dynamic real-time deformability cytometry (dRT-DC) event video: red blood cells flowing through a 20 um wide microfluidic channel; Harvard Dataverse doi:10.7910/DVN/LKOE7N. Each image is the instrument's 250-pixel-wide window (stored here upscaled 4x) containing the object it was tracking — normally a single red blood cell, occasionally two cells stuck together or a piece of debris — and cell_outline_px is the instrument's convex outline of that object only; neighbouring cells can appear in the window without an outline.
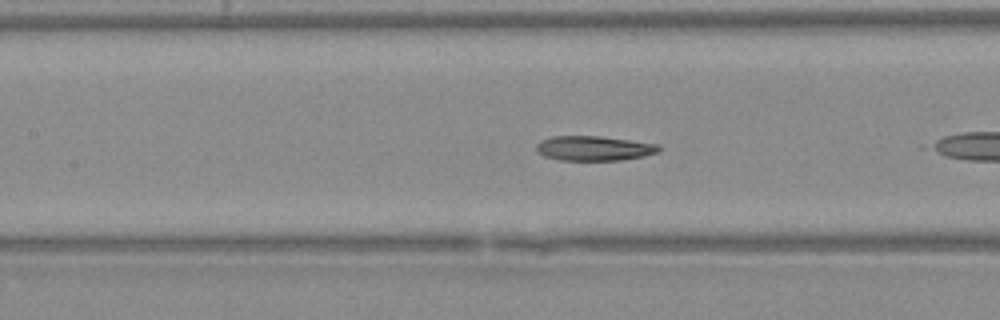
{"species": "Egyptian fruit bat (a non-hibernating species)", "species_latin": "Rousettus aegyptiacus", "temperature_condition": "warm", "stored_images_in_passage": 14, "camera_frame_rate_fps": 3000, "um_per_image_px": 0.085, "animal": {"sex": "female"}, "frame": {"image": 1, "passage_image": 7, "time_ms": 2.0, "image_size_px": [1000, 320], "cell_outline_px": [[660, 152], [644, 156], [620, 160], [560, 160], [544, 156], [536, 152], [536, 144], [540, 140], [552, 136], [600, 136], [660, 144]], "centroid_in_image_um": [50.48, 12.6], "position_along_channel_um": 156.9, "area_um2": 17.8}}
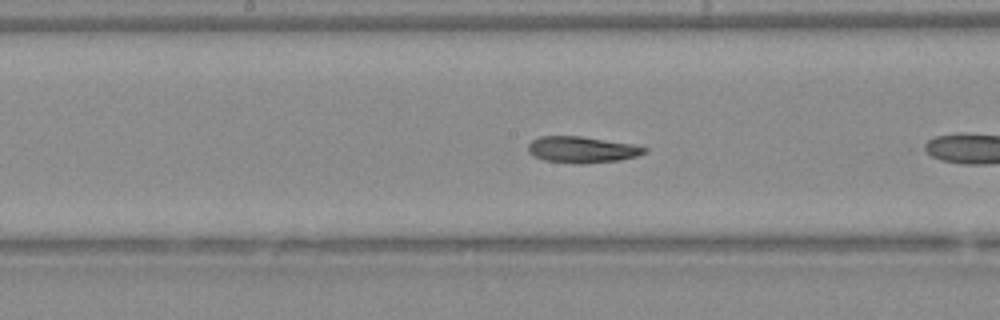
{"frame": {"image": 2, "passage_image": 10, "time_ms": 3.0, "image_size_px": [1000, 320], "cell_outline_px": [[648, 148], [644, 152], [636, 156], [620, 160], [584, 164], [576, 164], [544, 160], [532, 156], [528, 152], [528, 144], [532, 140], [540, 136], [580, 136], [632, 144]], "centroid_in_image_um": [49.42, 12.72], "position_along_channel_um": 198.8, "area_um2": 17.86}}